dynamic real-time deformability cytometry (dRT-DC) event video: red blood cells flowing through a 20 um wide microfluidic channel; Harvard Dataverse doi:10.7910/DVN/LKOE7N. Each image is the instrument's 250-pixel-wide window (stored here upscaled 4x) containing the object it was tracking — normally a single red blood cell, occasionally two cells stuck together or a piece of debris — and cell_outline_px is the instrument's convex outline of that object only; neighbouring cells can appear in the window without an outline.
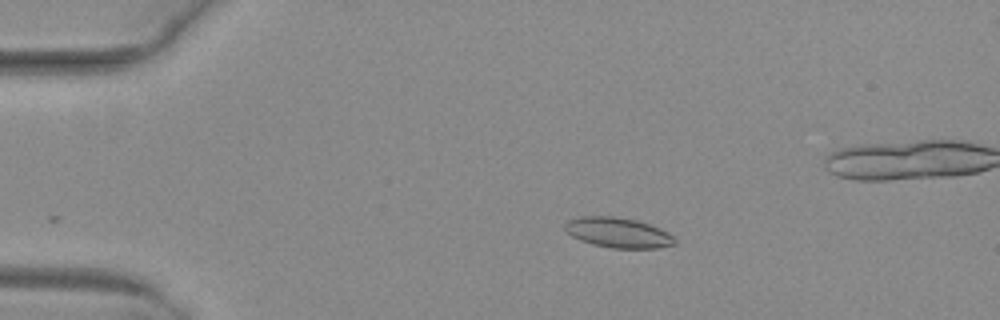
{"species": "common noctule bat (a hibernating species)", "species_latin": "Nyctalus noctula", "temperature_condition": "warm", "stored_images_in_passage": 33, "camera_frame_rate_fps": 3000, "um_per_image_px": 0.085, "animal": {"sex": "female", "body_mass_g": 29.2, "forearm_length_mm": 56.3}, "frame": {"image": 1, "passage_image": 2, "time_ms": 0.333, "image_size_px": [1000, 320], "cell_outline_px": [[676, 244], [660, 248], [612, 248], [592, 244], [580, 240], [572, 236], [564, 228], [564, 224], [568, 220], [580, 216], [616, 216], [636, 220], [660, 228], [668, 232], [676, 240]], "centroid_in_image_um": [52.54, 19.77], "position_along_channel_um": 32.5, "area_um2": 19.36}}
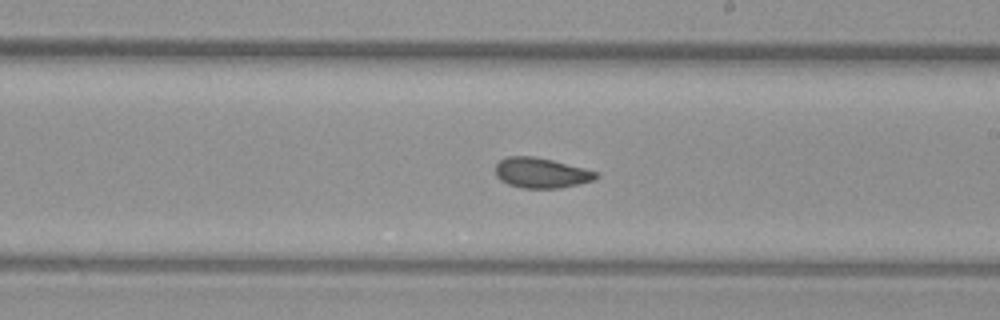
{"frame": {"image": 2, "passage_image": 22, "time_ms": 7.0, "image_size_px": [1000, 320], "cell_outline_px": [[600, 176], [596, 180], [580, 184], [560, 188], [520, 188], [508, 184], [500, 180], [496, 176], [496, 164], [500, 160], [508, 156], [532, 156], [552, 160], [584, 168], [596, 172]], "centroid_in_image_um": [46.01, 14.7], "position_along_channel_um": 243.0, "area_um2": 17.8}}
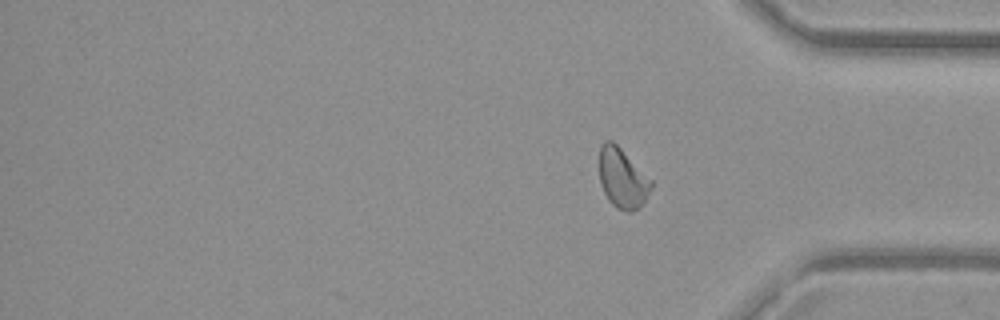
{"frame": {"image": 3, "passage_image": 33, "time_ms": 10.667, "image_size_px": [1000, 320], "cell_outline_px": [[652, 188], [640, 208], [632, 212], [628, 212], [616, 208], [608, 200], [600, 184], [600, 144], [604, 140], [612, 140], [652, 180]], "centroid_in_image_um": [52.9, 15.17], "position_along_channel_um": 382.3, "area_um2": 18.09}, "authors_computed_cell_mechanics": {"area_um2": 18.0336, "velocity_mm_per_s": 4.0258, "shape_relaxation_time_tau1_ms": 6.5395, "shape_relaxation_time_tau2_ms": 1.7485, "deformation_change_tau1": 0.1701, "deformation_change_tau2": 0.0763}}